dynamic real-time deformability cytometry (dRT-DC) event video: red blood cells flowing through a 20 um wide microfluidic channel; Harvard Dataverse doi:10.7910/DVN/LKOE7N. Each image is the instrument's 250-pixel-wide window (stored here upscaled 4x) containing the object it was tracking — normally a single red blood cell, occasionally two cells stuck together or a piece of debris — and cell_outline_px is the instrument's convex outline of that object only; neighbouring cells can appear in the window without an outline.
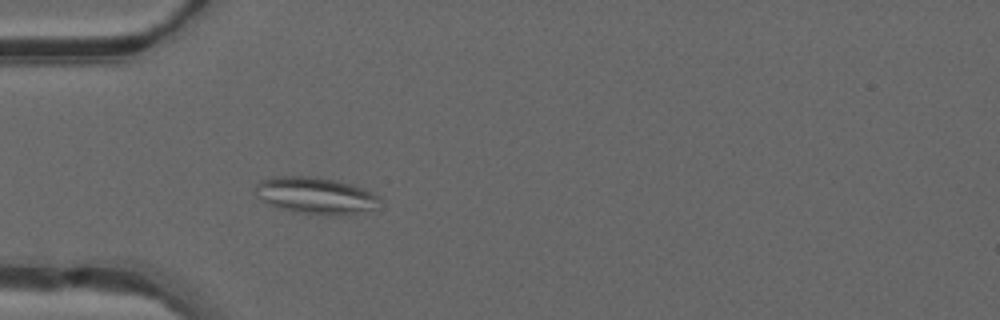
{"species": "common noctule bat (a hibernating species)", "species_latin": "Nyctalus noctula", "temperature_condition": "warm", "stored_images_in_passage": 39, "segment_of_instrument_passage": [1, 2], "camera_frame_rate_fps": 3000, "um_per_image_px": 0.085, "animal": {"sex": "male", "forearm_length_mm": 52.5}, "frame": {"image": 1, "passage_image": 5, "time_ms": 1.333, "image_size_px": [1000, 320], "cell_outline_px": [[384, 200], [372, 208], [356, 212], [336, 216], [328, 216], [292, 212], [280, 208], [256, 196], [256, 184], [260, 180], [272, 176], [308, 176], [332, 180], [352, 184], [372, 192], [380, 196]], "centroid_in_image_um": [26.82, 16.62], "position_along_channel_um": 58.2, "area_um2": 26.53}}